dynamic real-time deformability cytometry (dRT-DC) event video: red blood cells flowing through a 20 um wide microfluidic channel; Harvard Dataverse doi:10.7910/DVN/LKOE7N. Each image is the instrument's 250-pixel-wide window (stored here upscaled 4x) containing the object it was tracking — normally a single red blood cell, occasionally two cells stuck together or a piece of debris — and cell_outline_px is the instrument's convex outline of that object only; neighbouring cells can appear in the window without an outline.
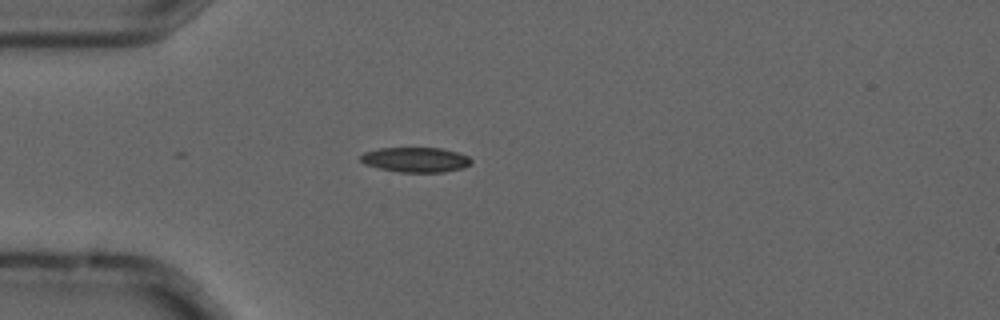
{"species": "common noctule bat (a hibernating species)", "species_latin": "Nyctalus noctula", "temperature_condition": "cold", "stored_images_in_passage": 1, "camera_frame_rate_fps": 3000, "um_per_image_px": 0.085, "animal": {"sex": "male", "forearm_length_mm": 52.5}, "frame": {"image": 1, "passage_image": 1, "time_ms": 0.0, "image_size_px": [1000, 320], "cell_outline_px": [[472, 164], [464, 168], [444, 172], [400, 172], [380, 168], [364, 164], [360, 160], [360, 156], [364, 152], [380, 148], [444, 148], [468, 156], [472, 160]], "centroid_in_image_um": [35.36, 13.57], "position_along_channel_um": 49.6, "area_um2": 16.13}}